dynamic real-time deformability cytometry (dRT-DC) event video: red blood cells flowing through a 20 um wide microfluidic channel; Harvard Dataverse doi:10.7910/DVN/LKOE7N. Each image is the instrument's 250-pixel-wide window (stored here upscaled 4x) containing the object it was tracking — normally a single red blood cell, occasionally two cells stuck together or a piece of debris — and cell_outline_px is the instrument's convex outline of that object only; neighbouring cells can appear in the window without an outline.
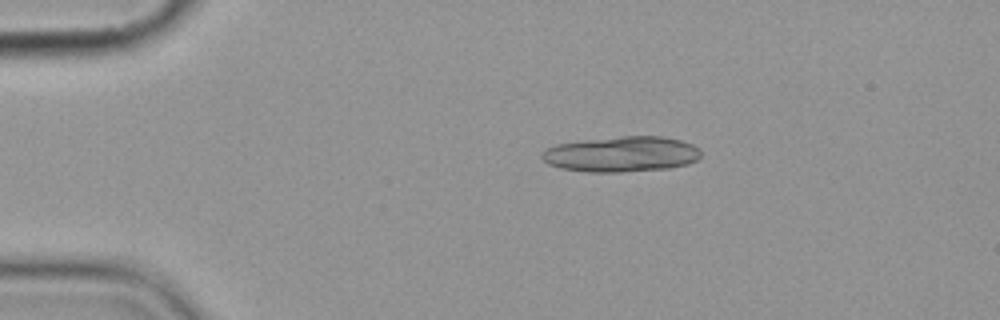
{"species": "common noctule bat (a hibernating species)", "species_latin": "Nyctalus noctula", "temperature_condition": "cold", "stored_images_in_passage": 7, "camera_frame_rate_fps": 3000, "um_per_image_px": 0.085, "animal": {"sex": "female", "body_mass_g": 19.9}, "frame": {"image": 1, "passage_image": 3, "time_ms": 2.333, "image_size_px": [1000, 320], "cell_outline_px": [[700, 156], [696, 160], [688, 164], [668, 168], [620, 172], [588, 172], [560, 168], [548, 164], [540, 156], [540, 152], [544, 148], [556, 144], [584, 140], [620, 136], [664, 136], [680, 140], [692, 144], [700, 148]], "centroid_in_image_um": [52.8, 13.1], "position_along_channel_um": 32.2, "area_um2": 33.12}}